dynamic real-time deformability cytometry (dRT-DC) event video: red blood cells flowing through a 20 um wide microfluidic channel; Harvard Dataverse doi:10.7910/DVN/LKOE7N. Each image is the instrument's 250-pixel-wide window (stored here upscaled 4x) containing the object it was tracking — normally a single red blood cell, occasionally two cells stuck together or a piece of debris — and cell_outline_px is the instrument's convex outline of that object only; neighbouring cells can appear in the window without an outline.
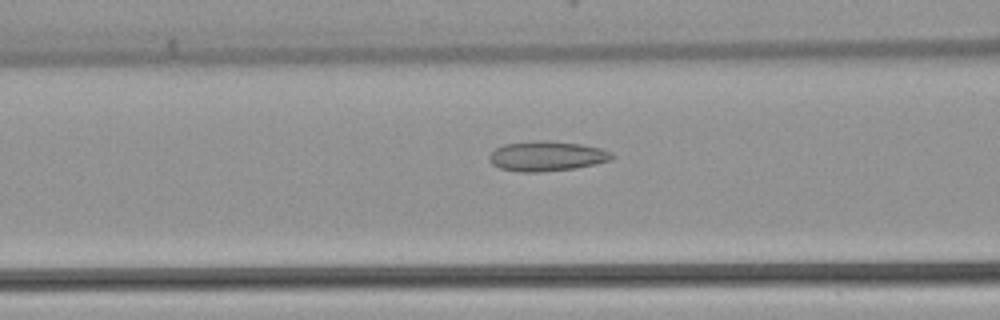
{"species": "common noctule bat (a hibernating species)", "species_latin": "Nyctalus noctula", "temperature_condition": "warm", "stored_images_in_passage": 47, "camera_frame_rate_fps": 3000, "um_per_image_px": 0.085, "animal": {"sex": "female", "body_mass_g": 22.7, "forearm_length_mm": 54.2}, "frame": {"image": 1, "passage_image": 19, "time_ms": 6.0, "image_size_px": [1000, 320], "cell_outline_px": [[616, 156], [612, 160], [596, 164], [576, 168], [540, 172], [520, 172], [500, 168], [492, 164], [488, 160], [488, 156], [496, 148], [504, 144], [540, 140], [548, 140], [580, 144], [600, 148], [612, 152]], "centroid_in_image_um": [46.5, 13.27], "position_along_channel_um": 120.1, "area_um2": 21.56}}
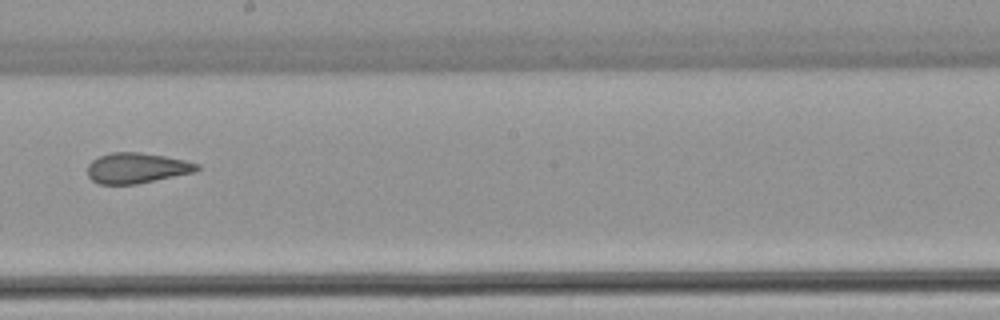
{"frame": {"image": 2, "passage_image": 27, "time_ms": 8.667, "image_size_px": [1000, 320], "cell_outline_px": [[200, 168], [196, 172], [136, 184], [100, 184], [92, 180], [88, 176], [88, 164], [92, 160], [100, 156], [112, 152], [140, 152], [164, 156], [184, 160], [200, 164]], "centroid_in_image_um": [11.64, 14.28], "position_along_channel_um": 236.6, "area_um2": 19.42}}
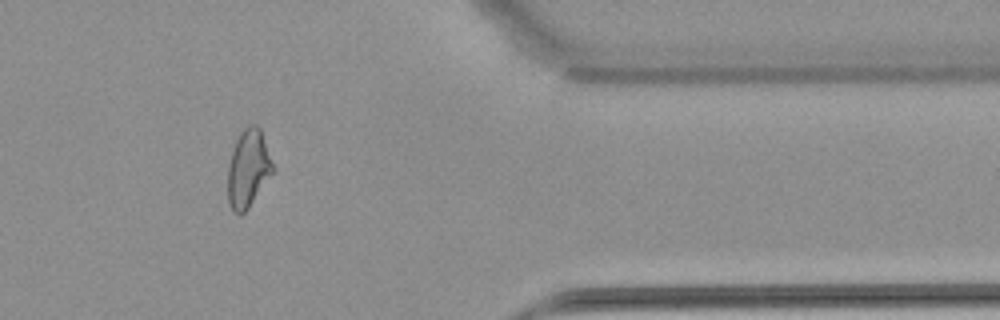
{"frame": {"image": 3, "passage_image": 39, "time_ms": 12.667, "image_size_px": [1000, 320], "cell_outline_px": [[276, 168], [248, 208], [240, 216], [232, 212], [228, 200], [228, 164], [236, 140], [240, 132], [244, 128], [252, 124], [256, 124], [260, 128]], "centroid_in_image_um": [21.11, 14.33], "position_along_channel_um": 390.3, "area_um2": 20.52}}